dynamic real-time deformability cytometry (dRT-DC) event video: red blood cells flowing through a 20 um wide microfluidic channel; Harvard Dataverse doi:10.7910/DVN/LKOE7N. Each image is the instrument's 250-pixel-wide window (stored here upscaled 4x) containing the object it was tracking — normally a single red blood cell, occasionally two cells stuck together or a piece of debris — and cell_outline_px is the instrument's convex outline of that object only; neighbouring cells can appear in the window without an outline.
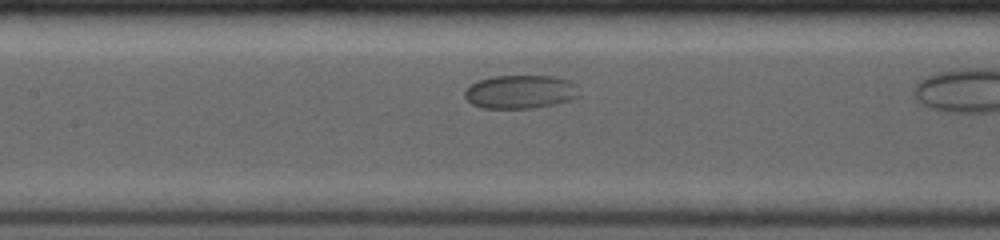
{"species": "common noctule bat (a hibernating species)", "species_latin": "Nyctalus noctula", "temperature_condition": "room temperature", "stored_images_in_passage": 23, "segment_of_instrument_passage": [1, 2], "camera_frame_rate_fps": 4000, "um_per_image_px": 0.085, "animal": {"sex": "female", "body_mass_g": 19.0, "forearm_length_mm": 53.3}, "frame": {"image": 1, "passage_image": 7, "time_ms": 2.5, "image_size_px": [1000, 240], "cell_outline_px": [[580, 96], [556, 104], [532, 108], [484, 108], [472, 104], [464, 96], [464, 92], [472, 84], [480, 80], [492, 76], [556, 76], [568, 80], [576, 84]], "centroid_in_image_um": [44.26, 7.8], "position_along_channel_um": 163.1, "area_um2": 22.31}}
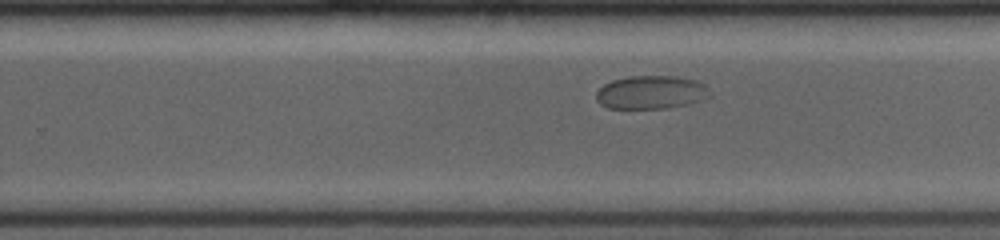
{"frame": {"image": 2, "passage_image": 14, "time_ms": 5.5, "image_size_px": [1000, 240], "cell_outline_px": [[712, 96], [688, 104], [668, 108], [608, 108], [600, 104], [596, 100], [596, 92], [604, 84], [612, 80], [628, 76], [672, 76], [696, 80], [704, 84], [708, 88]], "centroid_in_image_um": [55.34, 7.85], "position_along_channel_um": 274.5, "area_um2": 22.14}}
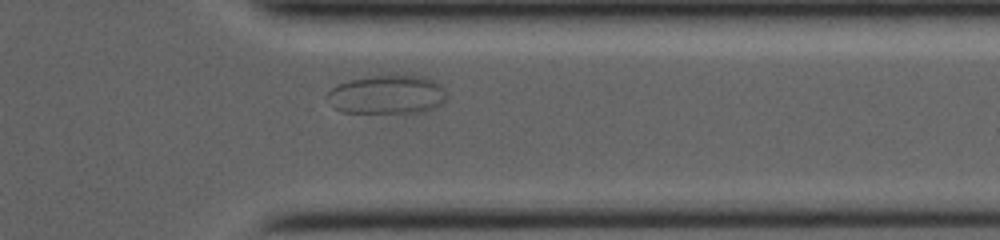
{"frame": {"image": 3, "passage_image": 20, "time_ms": 8.25, "image_size_px": [1000, 240], "cell_outline_px": [[448, 100], [428, 112], [340, 112], [332, 108], [328, 96], [328, 92], [336, 84], [348, 80], [364, 76], [392, 72], [424, 76], [440, 84], [448, 92]], "centroid_in_image_um": [32.96, 7.99], "position_along_channel_um": 378.4, "area_um2": 28.21}}